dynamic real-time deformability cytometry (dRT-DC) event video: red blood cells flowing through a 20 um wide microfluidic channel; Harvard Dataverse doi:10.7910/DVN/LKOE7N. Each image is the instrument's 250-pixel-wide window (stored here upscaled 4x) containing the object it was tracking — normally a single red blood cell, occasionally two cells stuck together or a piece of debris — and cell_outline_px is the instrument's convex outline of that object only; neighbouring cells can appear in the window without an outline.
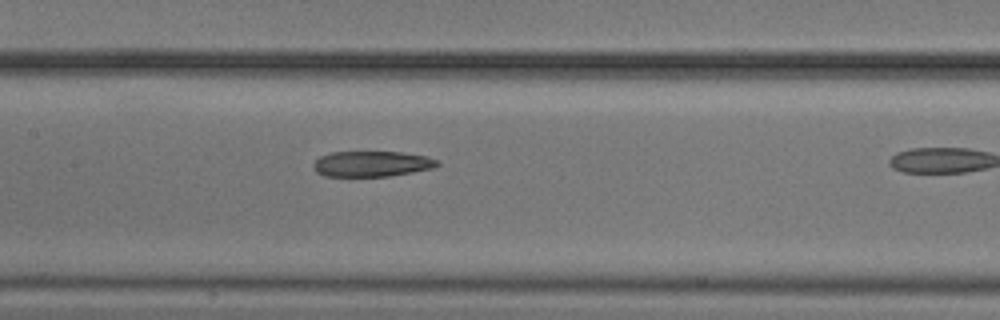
{"species": "common noctule bat (a hibernating species)", "species_latin": "Nyctalus noctula", "temperature_condition": "cold", "stored_images_in_passage": 14, "camera_frame_rate_fps": 3000, "um_per_image_px": 0.085, "animal": {"sex": "male", "body_mass_g": 20.5, "forearm_length_mm": 52.5}, "frame": {"image": 1, "passage_image": 10, "time_ms": 3.0, "image_size_px": [1000, 320], "cell_outline_px": [[440, 164], [432, 168], [412, 172], [388, 176], [324, 176], [316, 172], [312, 164], [320, 156], [332, 152], [400, 152], [428, 156], [440, 160]], "centroid_in_image_um": [31.62, 13.92], "position_along_channel_um": 175.8, "area_um2": 18.5}}